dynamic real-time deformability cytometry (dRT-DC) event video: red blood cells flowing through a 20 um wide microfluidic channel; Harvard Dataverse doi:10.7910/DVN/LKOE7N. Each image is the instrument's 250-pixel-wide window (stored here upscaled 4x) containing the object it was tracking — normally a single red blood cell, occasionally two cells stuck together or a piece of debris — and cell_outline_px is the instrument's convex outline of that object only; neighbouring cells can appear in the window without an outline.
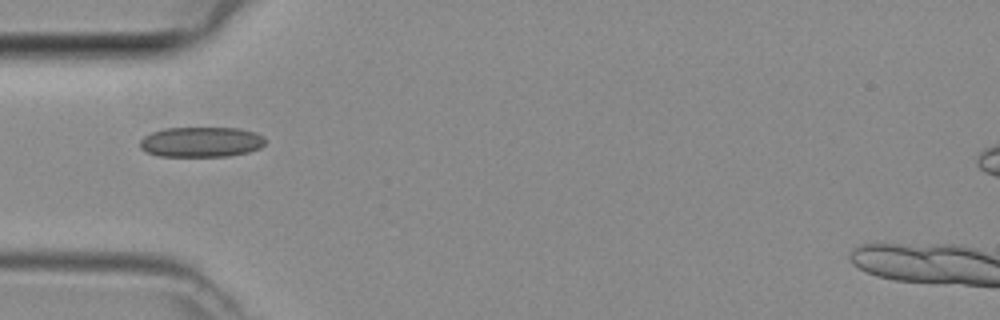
{"species": "common noctule bat (a hibernating species)", "species_latin": "Nyctalus noctula", "temperature_condition": "room temperature", "stored_images_in_passage": 2, "camera_frame_rate_fps": 3000, "um_per_image_px": 0.085, "animal": {"sex": "female", "body_mass_g": 29.2, "forearm_length_mm": 56.3}, "frame": {"image": 1, "passage_image": 1, "time_ms": 0.0, "image_size_px": [1000, 320], "cell_outline_px": [[264, 144], [260, 148], [248, 152], [228, 156], [160, 156], [144, 152], [140, 148], [140, 140], [144, 136], [152, 132], [164, 128], [236, 128], [256, 132], [264, 136]], "centroid_in_image_um": [17.08, 12.07], "position_along_channel_um": 67.9, "area_um2": 22.14}}
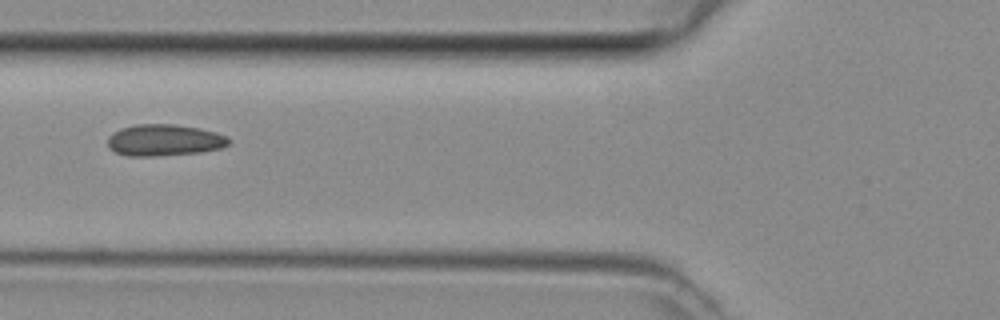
{"frame": {"image": 2, "passage_image": 2, "time_ms": 0.333, "image_size_px": [1000, 320], "cell_outline_px": [[232, 140], [228, 144], [220, 148], [200, 152], [156, 156], [128, 156], [116, 152], [108, 148], [108, 136], [112, 132], [120, 128], [136, 124], [176, 124], [200, 128], [216, 132]], "centroid_in_image_um": [13.93, 11.9], "position_along_channel_um": 111.9, "area_um2": 22.37}}